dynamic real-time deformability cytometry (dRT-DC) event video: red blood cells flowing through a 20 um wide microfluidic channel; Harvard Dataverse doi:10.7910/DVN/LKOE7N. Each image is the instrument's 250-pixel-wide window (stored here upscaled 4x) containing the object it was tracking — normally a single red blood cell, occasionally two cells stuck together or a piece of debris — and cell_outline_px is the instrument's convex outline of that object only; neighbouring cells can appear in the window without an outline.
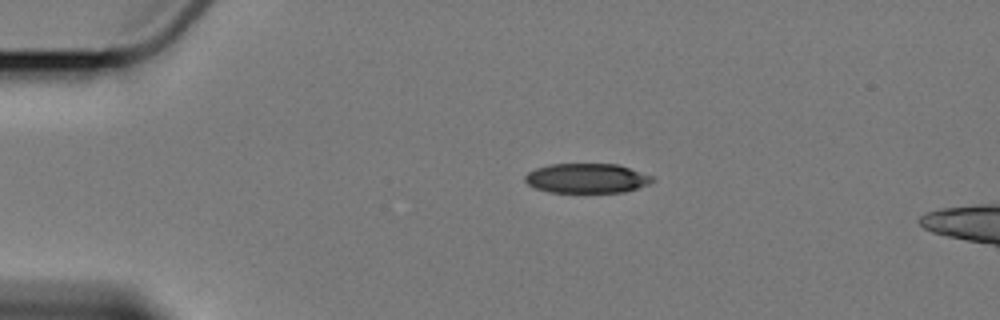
{"species": "Egyptian fruit bat (a non-hibernating species)", "species_latin": "Rousettus aegyptiacus", "temperature_condition": "cold", "stored_images_in_passage": 8, "camera_frame_rate_fps": 3000, "um_per_image_px": 0.085, "animal": {"sex": "female"}, "frame": {"image": 1, "passage_image": 1, "time_ms": 0.0, "image_size_px": [1000, 320], "cell_outline_px": [[656, 180], [648, 184], [624, 192], [548, 192], [536, 188], [528, 184], [524, 180], [524, 176], [528, 172], [536, 168], [548, 164], [616, 164], [652, 176]], "centroid_in_image_um": [49.84, 15.15], "position_along_channel_um": 35.2, "area_um2": 21.85}}
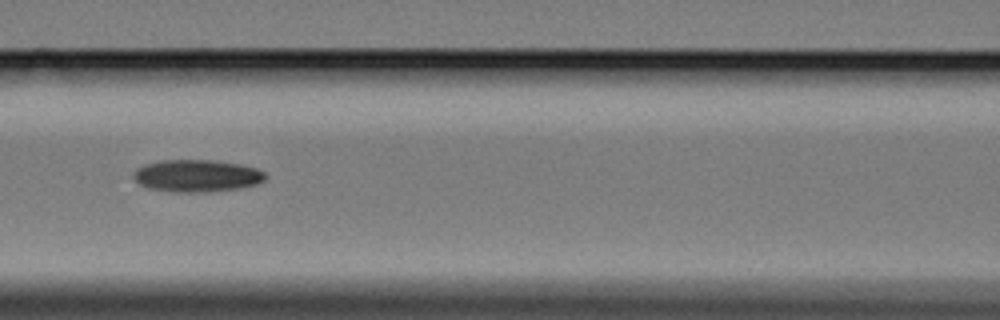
{"frame": {"image": 2, "passage_image": 5, "time_ms": 4.667, "image_size_px": [1000, 320], "cell_outline_px": [[268, 176], [264, 180], [256, 184], [240, 188], [208, 192], [172, 192], [148, 188], [140, 184], [132, 176], [132, 172], [136, 168], [144, 164], [160, 160], [216, 160], [240, 164], [256, 168], [264, 172]], "centroid_in_image_um": [16.71, 14.94], "position_along_channel_um": 149.9, "area_um2": 25.03}}
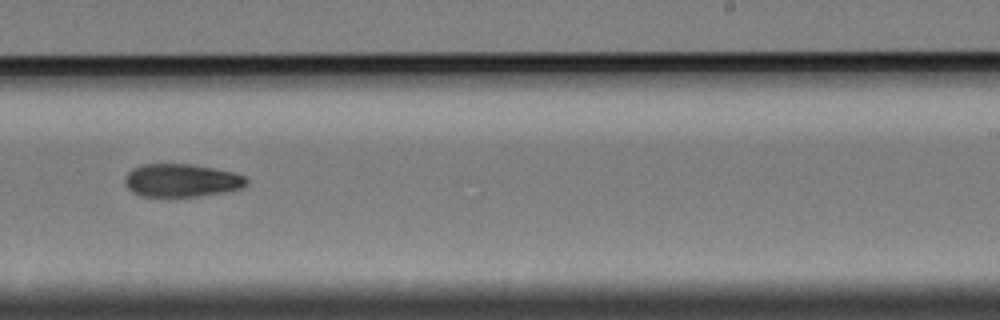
{"frame": {"image": 3, "passage_image": 8, "time_ms": 8.333, "image_size_px": [1000, 320], "cell_outline_px": [[248, 184], [240, 188], [224, 192], [168, 200], [140, 196], [132, 192], [124, 184], [124, 180], [128, 172], [132, 168], [144, 164], [188, 164], [236, 172], [244, 176], [248, 180]], "centroid_in_image_um": [15.38, 15.38], "position_along_channel_um": 273.6, "area_um2": 24.16}}